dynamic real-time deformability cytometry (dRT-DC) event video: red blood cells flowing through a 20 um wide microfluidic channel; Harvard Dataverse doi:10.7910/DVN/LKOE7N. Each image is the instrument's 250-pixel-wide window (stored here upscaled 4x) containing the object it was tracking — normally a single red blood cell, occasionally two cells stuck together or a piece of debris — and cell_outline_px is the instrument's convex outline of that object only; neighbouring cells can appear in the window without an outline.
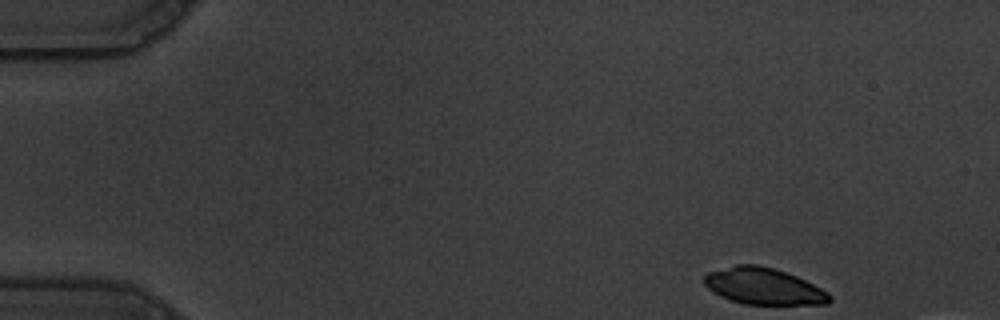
{"species": "common noctule bat (a hibernating species)", "species_latin": "Nyctalus noctula", "temperature_condition": "warm", "stored_images_in_passage": 12, "camera_frame_rate_fps": 3000, "um_per_image_px": 0.085, "animal": {"sex": "male", "body_mass_g": 19.5, "forearm_length_mm": 54.6}, "frame": {"image": 1, "passage_image": 1, "time_ms": 0.0, "image_size_px": [1000, 320], "cell_outline_px": [[832, 300], [828, 304], [744, 304], [720, 296], [712, 292], [704, 284], [704, 276], [708, 272], [736, 264], [756, 264], [776, 268], [796, 276], [828, 292], [832, 296]], "centroid_in_image_um": [64.89, 24.32], "position_along_channel_um": 20.1, "area_um2": 26.7}}